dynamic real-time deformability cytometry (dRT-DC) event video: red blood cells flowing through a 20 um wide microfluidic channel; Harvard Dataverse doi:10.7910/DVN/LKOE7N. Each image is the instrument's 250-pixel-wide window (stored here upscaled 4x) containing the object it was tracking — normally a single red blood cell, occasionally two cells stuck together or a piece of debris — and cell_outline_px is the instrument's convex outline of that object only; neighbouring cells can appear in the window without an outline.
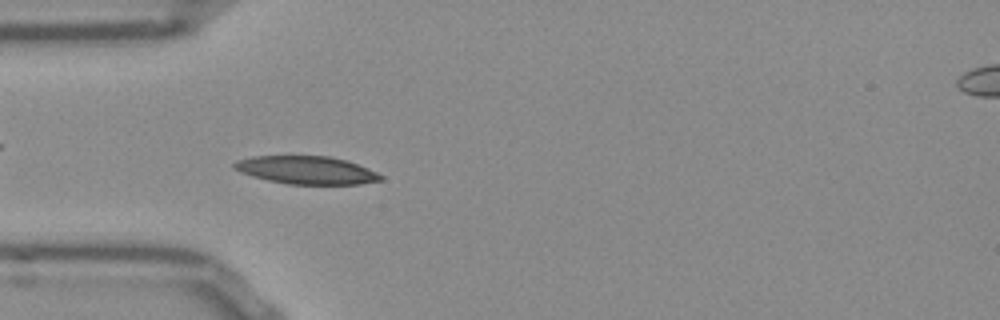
{"species": "Egyptian fruit bat (a non-hibernating species)", "species_latin": "Rousettus aegyptiacus", "temperature_condition": "room temperature", "stored_images_in_passage": 43, "camera_frame_rate_fps": 3000, "um_per_image_px": 0.085, "frame": {"image": 1, "passage_image": 6, "time_ms": 1.667, "image_size_px": [1000, 320], "cell_outline_px": [[384, 180], [360, 184], [288, 184], [268, 180], [252, 176], [240, 172], [232, 168], [232, 164], [236, 160], [252, 156], [328, 156], [344, 160], [368, 168], [384, 176]], "centroid_in_image_um": [26.03, 14.46], "position_along_channel_um": 59.0, "area_um2": 23.87}}
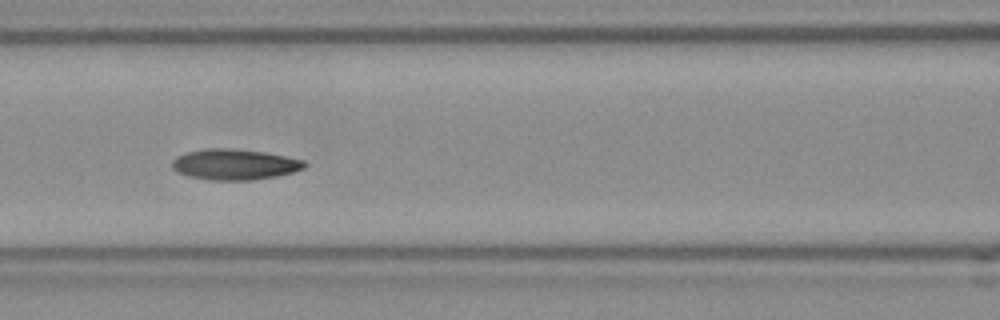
{"frame": {"image": 2, "passage_image": 13, "time_ms": 4.0, "image_size_px": [1000, 320], "cell_outline_px": [[308, 164], [304, 168], [292, 172], [276, 176], [252, 180], [208, 180], [188, 176], [176, 172], [172, 168], [172, 160], [176, 156], [188, 152], [204, 148], [228, 148], [264, 152], [304, 160]], "centroid_in_image_um": [19.91, 13.98], "position_along_channel_um": 146.7, "area_um2": 23.76}}
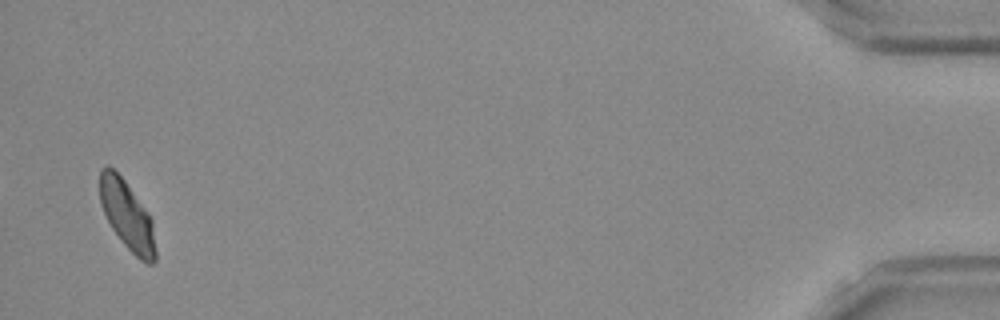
{"frame": {"image": 3, "passage_image": 42, "time_ms": 13.667, "image_size_px": [1000, 320], "cell_outline_px": [[156, 260], [152, 264], [148, 264], [140, 260], [120, 240], [112, 228], [100, 204], [100, 168], [108, 164], [124, 180], [152, 220], [156, 252]], "centroid_in_image_um": [10.79, 18.33], "position_along_channel_um": 424.4, "area_um2": 21.96}, "authors_computed_cell_mechanics": {"area_um2": 23.0622, "velocity_mm_per_s": 3.8132, "shape_relaxation_time_tau1_ms": 4.8827, "shape_relaxation_time_tau2_ms": 4.9478, "deformation_change_tau1": 0.1239, "deformation_change_tau2": 0.0864}}